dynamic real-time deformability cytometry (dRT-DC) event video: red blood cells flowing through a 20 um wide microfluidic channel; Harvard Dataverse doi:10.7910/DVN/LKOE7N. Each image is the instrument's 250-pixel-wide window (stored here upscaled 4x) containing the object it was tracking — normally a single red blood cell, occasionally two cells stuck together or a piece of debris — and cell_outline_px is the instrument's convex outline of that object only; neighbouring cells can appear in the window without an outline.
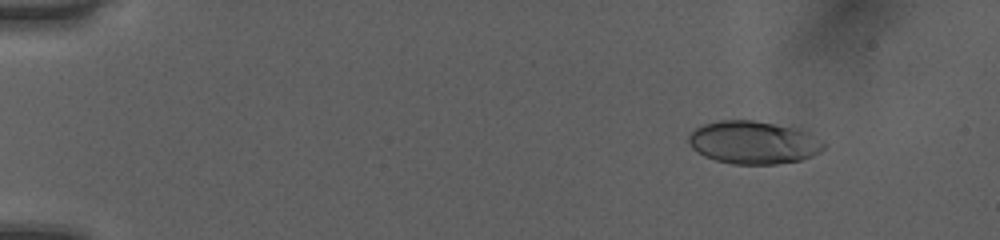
{"species": "human", "species_latin": "Homo sapiens", "temperature_condition": "room temperature", "stored_images_in_passage": 16, "camera_frame_rate_fps": 3000, "um_per_image_px": 0.085, "donor": {"sex": "female"}, "frame": {"image": 1, "passage_image": 7, "time_ms": 2.0, "image_size_px": [1000, 240], "cell_outline_px": [[828, 144], [820, 152], [800, 160], [776, 164], [732, 164], [716, 160], [704, 156], [692, 148], [688, 140], [688, 136], [700, 124], [720, 120], [752, 120], [800, 124]], "centroid_in_image_um": [64.15, 12.06], "position_along_channel_um": 20.8, "area_um2": 35.03}}